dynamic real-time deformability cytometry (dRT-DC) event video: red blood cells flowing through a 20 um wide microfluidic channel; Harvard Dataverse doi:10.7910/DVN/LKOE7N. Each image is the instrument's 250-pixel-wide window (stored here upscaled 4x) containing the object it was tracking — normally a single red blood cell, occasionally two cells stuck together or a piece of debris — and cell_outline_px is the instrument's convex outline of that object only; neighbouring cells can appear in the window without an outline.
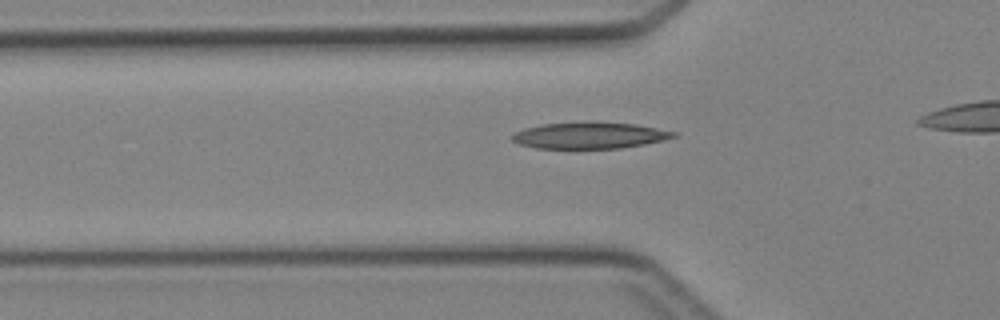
{"species": "Egyptian fruit bat (a non-hibernating species)", "species_latin": "Rousettus aegyptiacus", "temperature_condition": "cold", "stored_images_in_passage": 27, "camera_frame_rate_fps": 3000, "um_per_image_px": 0.085, "animal": {"sex": "female"}, "frame": {"image": 1, "passage_image": 3, "time_ms": 0.667, "image_size_px": [1000, 320], "cell_outline_px": [[680, 136], [644, 144], [620, 148], [572, 152], [536, 148], [520, 144], [512, 140], [512, 136], [516, 132], [524, 128], [540, 124], [588, 120], [596, 120], [636, 124], [680, 132]], "centroid_in_image_um": [50.12, 11.53], "position_along_channel_um": 75.7, "area_um2": 26.7}}
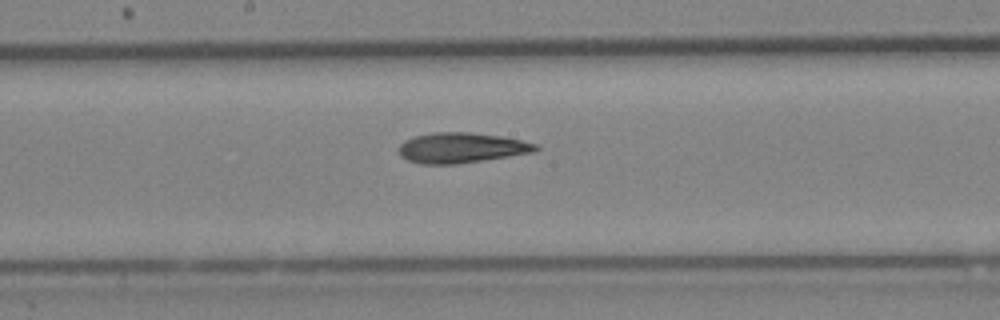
{"frame": {"image": 2, "passage_image": 12, "time_ms": 3.667, "image_size_px": [1000, 320], "cell_outline_px": [[540, 148], [536, 152], [456, 164], [420, 164], [408, 160], [400, 156], [400, 144], [404, 140], [416, 136], [436, 132], [468, 132], [500, 136], [520, 140], [536, 144]], "centroid_in_image_um": [39.22, 12.57], "position_along_channel_um": 209.0, "area_um2": 23.99}}
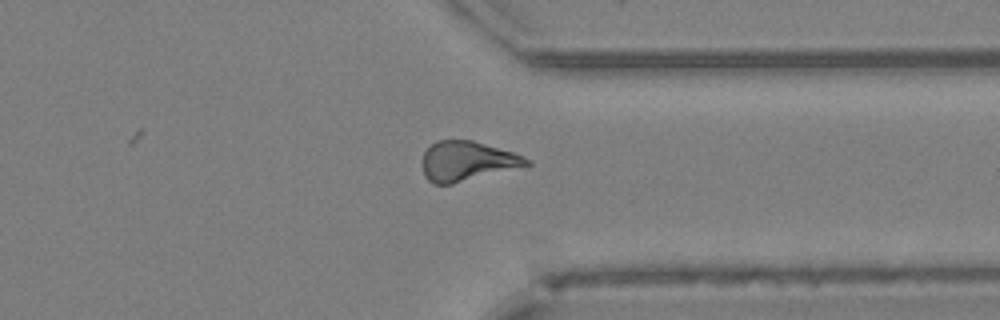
{"frame": {"image": 3, "passage_image": 23, "time_ms": 7.333, "image_size_px": [1000, 320], "cell_outline_px": [[532, 164], [452, 184], [432, 184], [424, 176], [424, 152], [436, 140], [472, 140], [512, 152], [524, 156], [532, 160]], "centroid_in_image_um": [39.71, 13.7], "position_along_channel_um": 371.7, "area_um2": 23.81}}